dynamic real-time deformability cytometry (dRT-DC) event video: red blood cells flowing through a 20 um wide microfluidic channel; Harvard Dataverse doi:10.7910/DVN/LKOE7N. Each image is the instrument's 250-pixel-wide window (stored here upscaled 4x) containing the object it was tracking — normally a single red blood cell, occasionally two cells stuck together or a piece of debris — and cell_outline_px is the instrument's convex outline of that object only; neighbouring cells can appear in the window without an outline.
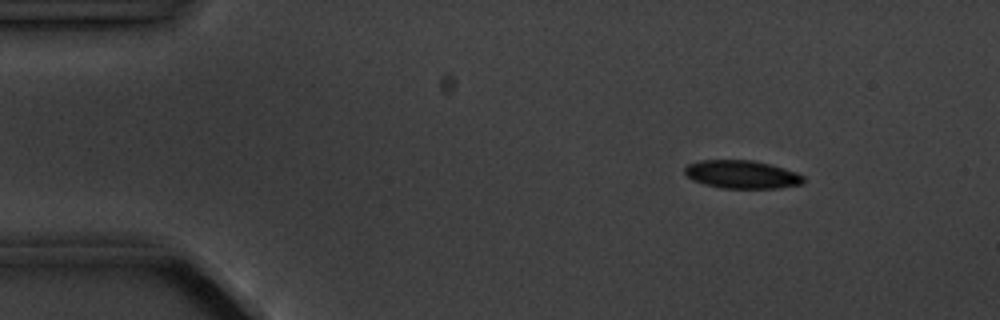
{"species": "common noctule bat (a hibernating species)", "species_latin": "Nyctalus noctula", "temperature_condition": "cold", "stored_images_in_passage": 6, "camera_frame_rate_fps": 3000, "um_per_image_px": 0.085, "animal": {"sex": "male", "body_mass_g": 20.1, "forearm_length_mm": 53.5}, "frame": {"image": 1, "passage_image": 1, "time_ms": 0.0, "image_size_px": [1000, 320], "cell_outline_px": [[804, 184], [780, 188], [720, 188], [704, 184], [692, 180], [684, 172], [684, 168], [688, 164], [700, 160], [752, 160], [784, 168], [796, 172], [804, 176]], "centroid_in_image_um": [63.06, 14.83], "position_along_channel_um": 21.9, "area_um2": 19.54}}